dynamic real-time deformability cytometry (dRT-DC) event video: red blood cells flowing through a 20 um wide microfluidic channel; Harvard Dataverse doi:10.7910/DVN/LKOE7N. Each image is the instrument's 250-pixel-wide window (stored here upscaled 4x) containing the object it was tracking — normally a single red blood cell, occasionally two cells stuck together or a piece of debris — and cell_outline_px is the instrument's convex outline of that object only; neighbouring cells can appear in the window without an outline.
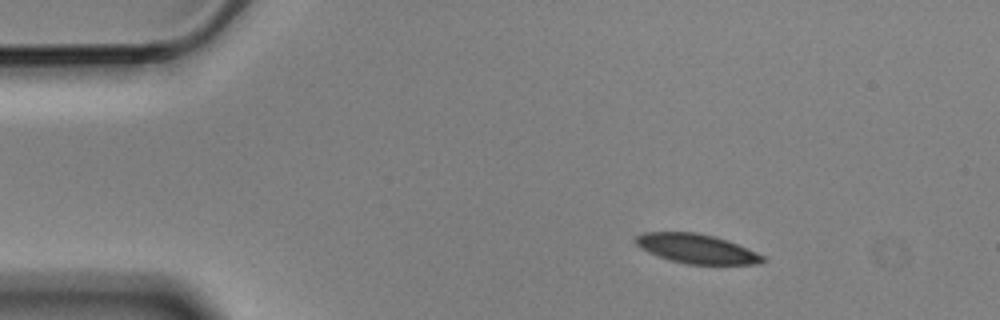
{"species": "Egyptian fruit bat (a non-hibernating species)", "species_latin": "Rousettus aegyptiacus", "temperature_condition": "cold", "stored_images_in_passage": 3, "camera_frame_rate_fps": 3000, "um_per_image_px": 0.085, "animal": {"sex": "male"}, "frame": {"image": 1, "passage_image": 1, "time_ms": 0.0, "image_size_px": [1000, 320], "cell_outline_px": [[768, 260], [760, 264], [688, 264], [672, 260], [648, 252], [640, 248], [632, 240], [636, 236], [644, 232], [696, 232], [728, 240], [756, 252], [764, 256]], "centroid_in_image_um": [59.22, 21.13], "position_along_channel_um": 25.8, "area_um2": 21.68}}